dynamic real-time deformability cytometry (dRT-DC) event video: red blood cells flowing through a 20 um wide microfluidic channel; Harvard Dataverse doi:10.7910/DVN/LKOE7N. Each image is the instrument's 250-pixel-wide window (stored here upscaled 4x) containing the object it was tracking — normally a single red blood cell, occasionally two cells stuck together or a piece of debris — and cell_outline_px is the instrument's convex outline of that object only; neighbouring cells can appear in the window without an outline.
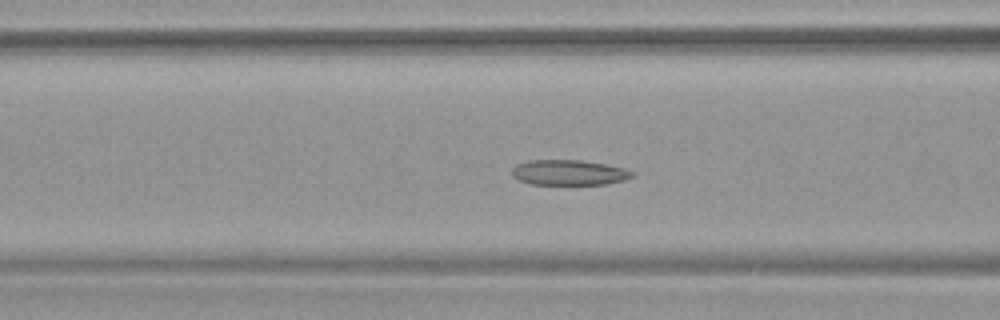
{"species": "common noctule bat (a hibernating species)", "species_latin": "Nyctalus noctula", "temperature_condition": "warm", "stored_images_in_passage": 55, "camera_frame_rate_fps": 3000, "um_per_image_px": 0.085, "animal": {"sex": "female", "body_mass_g": 19.9}, "frame": {"image": 1, "passage_image": 23, "time_ms": 7.333, "image_size_px": [1000, 320], "cell_outline_px": [[636, 176], [624, 180], [604, 184], [528, 184], [512, 176], [512, 168], [516, 164], [528, 160], [580, 160], [604, 164], [624, 168], [636, 172]], "centroid_in_image_um": [48.37, 14.66], "position_along_channel_um": 118.2, "area_um2": 17.8}}
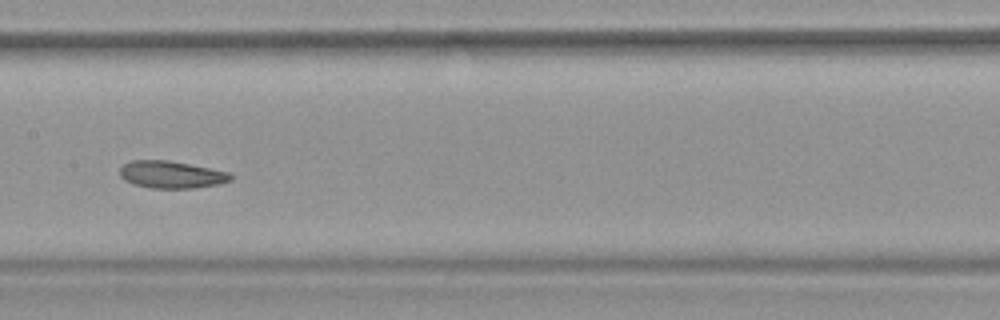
{"frame": {"image": 2, "passage_image": 29, "time_ms": 9.333, "image_size_px": [1000, 320], "cell_outline_px": [[232, 180], [220, 184], [196, 188], [152, 188], [132, 184], [124, 180], [120, 176], [120, 168], [124, 164], [132, 160], [168, 160], [228, 172], [232, 176]], "centroid_in_image_um": [14.55, 14.85], "position_along_channel_um": 192.9, "area_um2": 17.57}}
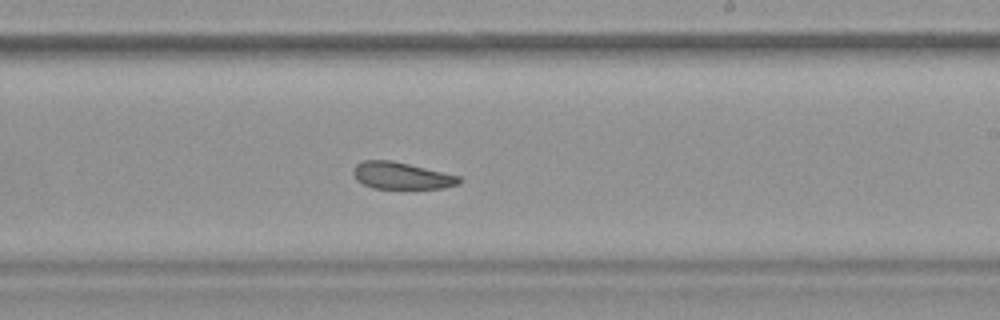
{"frame": {"image": 3, "passage_image": 34, "time_ms": 11.0, "image_size_px": [1000, 320], "cell_outline_px": [[464, 180], [460, 184], [444, 188], [372, 188], [356, 180], [352, 172], [352, 168], [356, 164], [364, 160], [392, 160], [460, 176]], "centroid_in_image_um": [34.13, 14.93], "position_along_channel_um": 254.9, "area_um2": 16.7}, "authors_computed_cell_mechanics": {"area_um2": 19.4786, "velocity_mm_per_s": 3.7399, "shape_relaxation_time_tau1_ms": 6.2969, "shape_relaxation_time_tau2_ms": 4.7487, "deformation_change_tau1": 0.1338, "deformation_change_tau2": 0.1186}}